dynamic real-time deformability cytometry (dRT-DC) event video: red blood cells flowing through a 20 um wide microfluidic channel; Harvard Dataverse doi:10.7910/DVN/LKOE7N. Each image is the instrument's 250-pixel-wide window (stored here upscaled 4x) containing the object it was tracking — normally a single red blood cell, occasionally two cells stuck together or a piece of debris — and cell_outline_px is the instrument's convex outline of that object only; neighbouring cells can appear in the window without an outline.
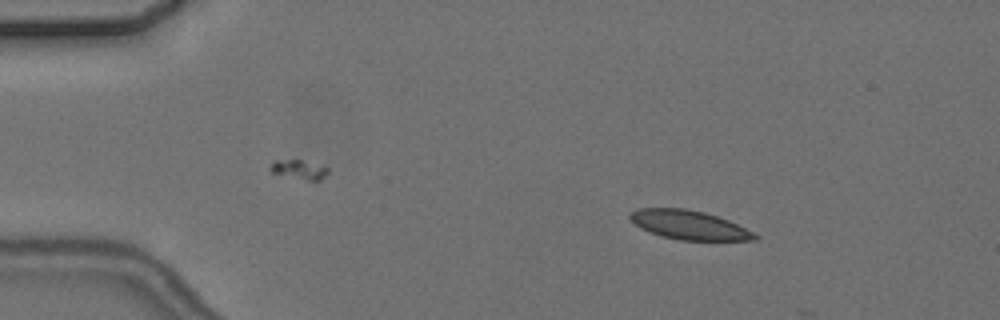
{"species": "common noctule bat (a hibernating species)", "species_latin": "Nyctalus noctula", "temperature_condition": "cold", "stored_images_in_passage": 3, "camera_frame_rate_fps": 3000, "um_per_image_px": 0.085, "animal": {"sex": "female", "body_mass_g": 24.6, "forearm_length_mm": 56.2}, "frame": {"image": 1, "passage_image": 2, "time_ms": 1.333, "image_size_px": [1000, 320], "cell_outline_px": [[760, 236], [756, 240], [680, 240], [660, 236], [640, 228], [628, 216], [632, 212], [640, 208], [684, 208], [704, 212], [728, 220]], "centroid_in_image_um": [58.56, 19.12], "position_along_channel_um": 26.4, "area_um2": 20.87}}